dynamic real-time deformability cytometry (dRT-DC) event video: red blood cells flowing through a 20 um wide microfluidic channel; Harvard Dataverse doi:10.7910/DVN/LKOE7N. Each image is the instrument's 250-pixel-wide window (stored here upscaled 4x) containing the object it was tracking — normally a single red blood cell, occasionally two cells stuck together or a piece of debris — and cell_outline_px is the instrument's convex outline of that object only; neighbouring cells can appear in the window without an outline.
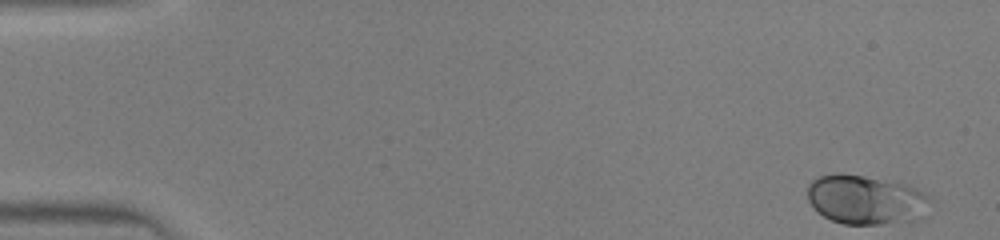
{"species": "human", "species_latin": "Homo sapiens", "temperature_condition": "warm", "stored_images_in_passage": 13, "camera_frame_rate_fps": 3000, "um_per_image_px": 0.085, "donor": {"sex": "male"}, "frame": {"image": 1, "passage_image": 1, "time_ms": 0.0, "image_size_px": [1000, 240], "cell_outline_px": [[932, 200], [916, 220], [880, 224], [844, 224], [832, 220], [824, 216], [808, 200], [808, 184], [812, 180], [820, 176], [864, 176], [896, 180], [908, 184], [924, 192]], "centroid_in_image_um": [73.64, 16.98], "position_along_channel_um": 11.4, "area_um2": 34.68}}